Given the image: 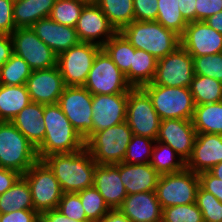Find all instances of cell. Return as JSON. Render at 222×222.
<instances>
[{
	"mask_svg": "<svg viewBox=\"0 0 222 222\" xmlns=\"http://www.w3.org/2000/svg\"><path fill=\"white\" fill-rule=\"evenodd\" d=\"M83 2H85L86 4H89V3H97L99 0H81Z\"/></svg>",
	"mask_w": 222,
	"mask_h": 222,
	"instance_id": "6f0895ef",
	"label": "cell"
},
{
	"mask_svg": "<svg viewBox=\"0 0 222 222\" xmlns=\"http://www.w3.org/2000/svg\"><path fill=\"white\" fill-rule=\"evenodd\" d=\"M101 222H130L129 219L119 210H110Z\"/></svg>",
	"mask_w": 222,
	"mask_h": 222,
	"instance_id": "db71d44e",
	"label": "cell"
},
{
	"mask_svg": "<svg viewBox=\"0 0 222 222\" xmlns=\"http://www.w3.org/2000/svg\"><path fill=\"white\" fill-rule=\"evenodd\" d=\"M13 0H0V34L11 35L16 29L13 19Z\"/></svg>",
	"mask_w": 222,
	"mask_h": 222,
	"instance_id": "f6af8a7d",
	"label": "cell"
},
{
	"mask_svg": "<svg viewBox=\"0 0 222 222\" xmlns=\"http://www.w3.org/2000/svg\"><path fill=\"white\" fill-rule=\"evenodd\" d=\"M198 177L199 186L222 202V180L211 175L208 171L199 173Z\"/></svg>",
	"mask_w": 222,
	"mask_h": 222,
	"instance_id": "7dc6e473",
	"label": "cell"
},
{
	"mask_svg": "<svg viewBox=\"0 0 222 222\" xmlns=\"http://www.w3.org/2000/svg\"><path fill=\"white\" fill-rule=\"evenodd\" d=\"M22 176L29 184L35 211L41 215L57 209L63 192L54 173L42 160H38Z\"/></svg>",
	"mask_w": 222,
	"mask_h": 222,
	"instance_id": "ba28073f",
	"label": "cell"
},
{
	"mask_svg": "<svg viewBox=\"0 0 222 222\" xmlns=\"http://www.w3.org/2000/svg\"><path fill=\"white\" fill-rule=\"evenodd\" d=\"M75 29L81 42L100 47L118 32L96 3L84 5Z\"/></svg>",
	"mask_w": 222,
	"mask_h": 222,
	"instance_id": "9a60e30c",
	"label": "cell"
},
{
	"mask_svg": "<svg viewBox=\"0 0 222 222\" xmlns=\"http://www.w3.org/2000/svg\"><path fill=\"white\" fill-rule=\"evenodd\" d=\"M57 104L86 142L93 135L92 94L84 86H66Z\"/></svg>",
	"mask_w": 222,
	"mask_h": 222,
	"instance_id": "9c48e42d",
	"label": "cell"
},
{
	"mask_svg": "<svg viewBox=\"0 0 222 222\" xmlns=\"http://www.w3.org/2000/svg\"><path fill=\"white\" fill-rule=\"evenodd\" d=\"M93 186L104 198L111 210L119 209L127 192L120 178V163L97 164L94 171Z\"/></svg>",
	"mask_w": 222,
	"mask_h": 222,
	"instance_id": "44dd1931",
	"label": "cell"
},
{
	"mask_svg": "<svg viewBox=\"0 0 222 222\" xmlns=\"http://www.w3.org/2000/svg\"><path fill=\"white\" fill-rule=\"evenodd\" d=\"M102 49L123 74H126L130 70L135 48L121 32H117L112 36L102 46Z\"/></svg>",
	"mask_w": 222,
	"mask_h": 222,
	"instance_id": "d6a6232c",
	"label": "cell"
},
{
	"mask_svg": "<svg viewBox=\"0 0 222 222\" xmlns=\"http://www.w3.org/2000/svg\"><path fill=\"white\" fill-rule=\"evenodd\" d=\"M179 10L187 23L196 21V0H178Z\"/></svg>",
	"mask_w": 222,
	"mask_h": 222,
	"instance_id": "f907efd6",
	"label": "cell"
},
{
	"mask_svg": "<svg viewBox=\"0 0 222 222\" xmlns=\"http://www.w3.org/2000/svg\"><path fill=\"white\" fill-rule=\"evenodd\" d=\"M102 47L80 42L57 56V66L66 86H84L97 53Z\"/></svg>",
	"mask_w": 222,
	"mask_h": 222,
	"instance_id": "7c38bea8",
	"label": "cell"
},
{
	"mask_svg": "<svg viewBox=\"0 0 222 222\" xmlns=\"http://www.w3.org/2000/svg\"><path fill=\"white\" fill-rule=\"evenodd\" d=\"M222 162V135L197 133L193 152L186 162V168L194 173L209 171Z\"/></svg>",
	"mask_w": 222,
	"mask_h": 222,
	"instance_id": "ffe728a7",
	"label": "cell"
},
{
	"mask_svg": "<svg viewBox=\"0 0 222 222\" xmlns=\"http://www.w3.org/2000/svg\"><path fill=\"white\" fill-rule=\"evenodd\" d=\"M13 53L23 58L32 70L57 66V55L31 29L16 28L10 35Z\"/></svg>",
	"mask_w": 222,
	"mask_h": 222,
	"instance_id": "4fadbf2b",
	"label": "cell"
},
{
	"mask_svg": "<svg viewBox=\"0 0 222 222\" xmlns=\"http://www.w3.org/2000/svg\"><path fill=\"white\" fill-rule=\"evenodd\" d=\"M126 122L133 135L156 140L161 118L155 111L148 94L140 88L128 92Z\"/></svg>",
	"mask_w": 222,
	"mask_h": 222,
	"instance_id": "8fae6325",
	"label": "cell"
},
{
	"mask_svg": "<svg viewBox=\"0 0 222 222\" xmlns=\"http://www.w3.org/2000/svg\"><path fill=\"white\" fill-rule=\"evenodd\" d=\"M205 22L214 30L222 34V11L212 15Z\"/></svg>",
	"mask_w": 222,
	"mask_h": 222,
	"instance_id": "11a10c76",
	"label": "cell"
},
{
	"mask_svg": "<svg viewBox=\"0 0 222 222\" xmlns=\"http://www.w3.org/2000/svg\"><path fill=\"white\" fill-rule=\"evenodd\" d=\"M21 176L17 171L0 167V195L11 188Z\"/></svg>",
	"mask_w": 222,
	"mask_h": 222,
	"instance_id": "681fc988",
	"label": "cell"
},
{
	"mask_svg": "<svg viewBox=\"0 0 222 222\" xmlns=\"http://www.w3.org/2000/svg\"><path fill=\"white\" fill-rule=\"evenodd\" d=\"M132 136V130L124 121L113 127L95 132L85 142V148L99 165L118 164L123 162Z\"/></svg>",
	"mask_w": 222,
	"mask_h": 222,
	"instance_id": "5b68a950",
	"label": "cell"
},
{
	"mask_svg": "<svg viewBox=\"0 0 222 222\" xmlns=\"http://www.w3.org/2000/svg\"><path fill=\"white\" fill-rule=\"evenodd\" d=\"M190 91L195 105L222 101V82L202 75H194Z\"/></svg>",
	"mask_w": 222,
	"mask_h": 222,
	"instance_id": "836d02e7",
	"label": "cell"
},
{
	"mask_svg": "<svg viewBox=\"0 0 222 222\" xmlns=\"http://www.w3.org/2000/svg\"><path fill=\"white\" fill-rule=\"evenodd\" d=\"M57 210L71 221L90 222L85 215L83 205L76 192L63 193Z\"/></svg>",
	"mask_w": 222,
	"mask_h": 222,
	"instance_id": "7bdbcfd3",
	"label": "cell"
},
{
	"mask_svg": "<svg viewBox=\"0 0 222 222\" xmlns=\"http://www.w3.org/2000/svg\"><path fill=\"white\" fill-rule=\"evenodd\" d=\"M85 4L81 0H56L49 17L56 23L75 27Z\"/></svg>",
	"mask_w": 222,
	"mask_h": 222,
	"instance_id": "74e56055",
	"label": "cell"
},
{
	"mask_svg": "<svg viewBox=\"0 0 222 222\" xmlns=\"http://www.w3.org/2000/svg\"><path fill=\"white\" fill-rule=\"evenodd\" d=\"M13 54V45L10 35L0 34V68Z\"/></svg>",
	"mask_w": 222,
	"mask_h": 222,
	"instance_id": "816d5d0a",
	"label": "cell"
},
{
	"mask_svg": "<svg viewBox=\"0 0 222 222\" xmlns=\"http://www.w3.org/2000/svg\"><path fill=\"white\" fill-rule=\"evenodd\" d=\"M160 174L147 164L120 163V178L127 195L155 191Z\"/></svg>",
	"mask_w": 222,
	"mask_h": 222,
	"instance_id": "cb8c5ba5",
	"label": "cell"
},
{
	"mask_svg": "<svg viewBox=\"0 0 222 222\" xmlns=\"http://www.w3.org/2000/svg\"><path fill=\"white\" fill-rule=\"evenodd\" d=\"M26 85L0 84V121H10L29 103Z\"/></svg>",
	"mask_w": 222,
	"mask_h": 222,
	"instance_id": "4316f807",
	"label": "cell"
},
{
	"mask_svg": "<svg viewBox=\"0 0 222 222\" xmlns=\"http://www.w3.org/2000/svg\"><path fill=\"white\" fill-rule=\"evenodd\" d=\"M180 43L192 57L222 53V34L205 21L188 23Z\"/></svg>",
	"mask_w": 222,
	"mask_h": 222,
	"instance_id": "2e32d148",
	"label": "cell"
},
{
	"mask_svg": "<svg viewBox=\"0 0 222 222\" xmlns=\"http://www.w3.org/2000/svg\"><path fill=\"white\" fill-rule=\"evenodd\" d=\"M128 93L92 95L93 134L126 121Z\"/></svg>",
	"mask_w": 222,
	"mask_h": 222,
	"instance_id": "d6986e66",
	"label": "cell"
},
{
	"mask_svg": "<svg viewBox=\"0 0 222 222\" xmlns=\"http://www.w3.org/2000/svg\"><path fill=\"white\" fill-rule=\"evenodd\" d=\"M44 105L30 102L12 120V124L37 149L45 137Z\"/></svg>",
	"mask_w": 222,
	"mask_h": 222,
	"instance_id": "d4e9b609",
	"label": "cell"
},
{
	"mask_svg": "<svg viewBox=\"0 0 222 222\" xmlns=\"http://www.w3.org/2000/svg\"><path fill=\"white\" fill-rule=\"evenodd\" d=\"M42 161L54 173L63 193L78 192L93 186L97 163L86 148L72 153L50 154Z\"/></svg>",
	"mask_w": 222,
	"mask_h": 222,
	"instance_id": "6da1fadb",
	"label": "cell"
},
{
	"mask_svg": "<svg viewBox=\"0 0 222 222\" xmlns=\"http://www.w3.org/2000/svg\"><path fill=\"white\" fill-rule=\"evenodd\" d=\"M84 87L92 95L128 93L132 89L125 74L103 49L97 53Z\"/></svg>",
	"mask_w": 222,
	"mask_h": 222,
	"instance_id": "30bf717a",
	"label": "cell"
},
{
	"mask_svg": "<svg viewBox=\"0 0 222 222\" xmlns=\"http://www.w3.org/2000/svg\"><path fill=\"white\" fill-rule=\"evenodd\" d=\"M151 99L161 120H192L195 104L190 87H167L149 83L141 87Z\"/></svg>",
	"mask_w": 222,
	"mask_h": 222,
	"instance_id": "8992f818",
	"label": "cell"
},
{
	"mask_svg": "<svg viewBox=\"0 0 222 222\" xmlns=\"http://www.w3.org/2000/svg\"><path fill=\"white\" fill-rule=\"evenodd\" d=\"M211 175L222 180V162L216 164L208 171Z\"/></svg>",
	"mask_w": 222,
	"mask_h": 222,
	"instance_id": "9f6ffc18",
	"label": "cell"
},
{
	"mask_svg": "<svg viewBox=\"0 0 222 222\" xmlns=\"http://www.w3.org/2000/svg\"><path fill=\"white\" fill-rule=\"evenodd\" d=\"M31 29L57 56L81 42L75 27L56 23L50 17L38 20Z\"/></svg>",
	"mask_w": 222,
	"mask_h": 222,
	"instance_id": "7402d4cb",
	"label": "cell"
},
{
	"mask_svg": "<svg viewBox=\"0 0 222 222\" xmlns=\"http://www.w3.org/2000/svg\"><path fill=\"white\" fill-rule=\"evenodd\" d=\"M119 210L130 222H162L163 209L155 191L127 195Z\"/></svg>",
	"mask_w": 222,
	"mask_h": 222,
	"instance_id": "603a6c76",
	"label": "cell"
},
{
	"mask_svg": "<svg viewBox=\"0 0 222 222\" xmlns=\"http://www.w3.org/2000/svg\"><path fill=\"white\" fill-rule=\"evenodd\" d=\"M41 215L34 209L17 210L0 214V222H38Z\"/></svg>",
	"mask_w": 222,
	"mask_h": 222,
	"instance_id": "c3c4849f",
	"label": "cell"
},
{
	"mask_svg": "<svg viewBox=\"0 0 222 222\" xmlns=\"http://www.w3.org/2000/svg\"><path fill=\"white\" fill-rule=\"evenodd\" d=\"M76 193L79 195L85 215L90 222H101L111 210L94 186Z\"/></svg>",
	"mask_w": 222,
	"mask_h": 222,
	"instance_id": "8d00e7d4",
	"label": "cell"
},
{
	"mask_svg": "<svg viewBox=\"0 0 222 222\" xmlns=\"http://www.w3.org/2000/svg\"><path fill=\"white\" fill-rule=\"evenodd\" d=\"M162 222H204L196 203L166 207L162 212Z\"/></svg>",
	"mask_w": 222,
	"mask_h": 222,
	"instance_id": "60d3db41",
	"label": "cell"
},
{
	"mask_svg": "<svg viewBox=\"0 0 222 222\" xmlns=\"http://www.w3.org/2000/svg\"><path fill=\"white\" fill-rule=\"evenodd\" d=\"M36 148L10 121H0V167L25 174L38 161Z\"/></svg>",
	"mask_w": 222,
	"mask_h": 222,
	"instance_id": "277c9868",
	"label": "cell"
},
{
	"mask_svg": "<svg viewBox=\"0 0 222 222\" xmlns=\"http://www.w3.org/2000/svg\"><path fill=\"white\" fill-rule=\"evenodd\" d=\"M178 3V0H158L156 21L181 37L188 23L181 15Z\"/></svg>",
	"mask_w": 222,
	"mask_h": 222,
	"instance_id": "e575fe53",
	"label": "cell"
},
{
	"mask_svg": "<svg viewBox=\"0 0 222 222\" xmlns=\"http://www.w3.org/2000/svg\"><path fill=\"white\" fill-rule=\"evenodd\" d=\"M32 71L23 58L13 54L0 68V84L15 86L26 85V81Z\"/></svg>",
	"mask_w": 222,
	"mask_h": 222,
	"instance_id": "d590c367",
	"label": "cell"
},
{
	"mask_svg": "<svg viewBox=\"0 0 222 222\" xmlns=\"http://www.w3.org/2000/svg\"><path fill=\"white\" fill-rule=\"evenodd\" d=\"M197 133L192 120L164 119L156 141L170 146L185 162L191 157Z\"/></svg>",
	"mask_w": 222,
	"mask_h": 222,
	"instance_id": "e0dca14e",
	"label": "cell"
},
{
	"mask_svg": "<svg viewBox=\"0 0 222 222\" xmlns=\"http://www.w3.org/2000/svg\"><path fill=\"white\" fill-rule=\"evenodd\" d=\"M154 56L141 49H135L130 70L125 74L126 80L132 88H140L152 83L157 67Z\"/></svg>",
	"mask_w": 222,
	"mask_h": 222,
	"instance_id": "83f0119b",
	"label": "cell"
},
{
	"mask_svg": "<svg viewBox=\"0 0 222 222\" xmlns=\"http://www.w3.org/2000/svg\"><path fill=\"white\" fill-rule=\"evenodd\" d=\"M45 137L36 149L39 160L55 153H72L85 148V140L56 104L44 105Z\"/></svg>",
	"mask_w": 222,
	"mask_h": 222,
	"instance_id": "7a4b0ae2",
	"label": "cell"
},
{
	"mask_svg": "<svg viewBox=\"0 0 222 222\" xmlns=\"http://www.w3.org/2000/svg\"><path fill=\"white\" fill-rule=\"evenodd\" d=\"M155 141L156 140L147 137L133 135L130 143L127 146V151L123 159V163H150Z\"/></svg>",
	"mask_w": 222,
	"mask_h": 222,
	"instance_id": "f35d334b",
	"label": "cell"
},
{
	"mask_svg": "<svg viewBox=\"0 0 222 222\" xmlns=\"http://www.w3.org/2000/svg\"><path fill=\"white\" fill-rule=\"evenodd\" d=\"M195 203L202 213L204 222H222V202L212 193L199 186Z\"/></svg>",
	"mask_w": 222,
	"mask_h": 222,
	"instance_id": "ab89813d",
	"label": "cell"
},
{
	"mask_svg": "<svg viewBox=\"0 0 222 222\" xmlns=\"http://www.w3.org/2000/svg\"><path fill=\"white\" fill-rule=\"evenodd\" d=\"M198 188V174L185 167L179 172L160 175L155 193L164 209L195 203Z\"/></svg>",
	"mask_w": 222,
	"mask_h": 222,
	"instance_id": "52a82bcc",
	"label": "cell"
},
{
	"mask_svg": "<svg viewBox=\"0 0 222 222\" xmlns=\"http://www.w3.org/2000/svg\"><path fill=\"white\" fill-rule=\"evenodd\" d=\"M194 73L222 82V53L193 57Z\"/></svg>",
	"mask_w": 222,
	"mask_h": 222,
	"instance_id": "b9f144b4",
	"label": "cell"
},
{
	"mask_svg": "<svg viewBox=\"0 0 222 222\" xmlns=\"http://www.w3.org/2000/svg\"><path fill=\"white\" fill-rule=\"evenodd\" d=\"M41 220L43 222H80V221H74V220L71 221L69 218H67L57 209L43 212L41 214Z\"/></svg>",
	"mask_w": 222,
	"mask_h": 222,
	"instance_id": "f5cc1de1",
	"label": "cell"
},
{
	"mask_svg": "<svg viewBox=\"0 0 222 222\" xmlns=\"http://www.w3.org/2000/svg\"><path fill=\"white\" fill-rule=\"evenodd\" d=\"M56 0H16L13 19L16 28L31 27L35 22L50 16Z\"/></svg>",
	"mask_w": 222,
	"mask_h": 222,
	"instance_id": "484cf974",
	"label": "cell"
},
{
	"mask_svg": "<svg viewBox=\"0 0 222 222\" xmlns=\"http://www.w3.org/2000/svg\"><path fill=\"white\" fill-rule=\"evenodd\" d=\"M27 209H34L32 195L29 184L21 176L11 188L0 195V214Z\"/></svg>",
	"mask_w": 222,
	"mask_h": 222,
	"instance_id": "f546056e",
	"label": "cell"
},
{
	"mask_svg": "<svg viewBox=\"0 0 222 222\" xmlns=\"http://www.w3.org/2000/svg\"><path fill=\"white\" fill-rule=\"evenodd\" d=\"M196 21H205L222 11V0H196Z\"/></svg>",
	"mask_w": 222,
	"mask_h": 222,
	"instance_id": "bcb514c9",
	"label": "cell"
},
{
	"mask_svg": "<svg viewBox=\"0 0 222 222\" xmlns=\"http://www.w3.org/2000/svg\"><path fill=\"white\" fill-rule=\"evenodd\" d=\"M150 165L160 174L182 171L186 162L167 144L155 141Z\"/></svg>",
	"mask_w": 222,
	"mask_h": 222,
	"instance_id": "4dcf8cb0",
	"label": "cell"
},
{
	"mask_svg": "<svg viewBox=\"0 0 222 222\" xmlns=\"http://www.w3.org/2000/svg\"><path fill=\"white\" fill-rule=\"evenodd\" d=\"M158 0H133L136 21H156Z\"/></svg>",
	"mask_w": 222,
	"mask_h": 222,
	"instance_id": "ee69618b",
	"label": "cell"
},
{
	"mask_svg": "<svg viewBox=\"0 0 222 222\" xmlns=\"http://www.w3.org/2000/svg\"><path fill=\"white\" fill-rule=\"evenodd\" d=\"M194 75L193 57L180 45L173 53L158 59L152 83L167 87H190Z\"/></svg>",
	"mask_w": 222,
	"mask_h": 222,
	"instance_id": "5bb4252c",
	"label": "cell"
},
{
	"mask_svg": "<svg viewBox=\"0 0 222 222\" xmlns=\"http://www.w3.org/2000/svg\"><path fill=\"white\" fill-rule=\"evenodd\" d=\"M192 122L196 133L222 135V101L195 105Z\"/></svg>",
	"mask_w": 222,
	"mask_h": 222,
	"instance_id": "f1b7e54d",
	"label": "cell"
},
{
	"mask_svg": "<svg viewBox=\"0 0 222 222\" xmlns=\"http://www.w3.org/2000/svg\"><path fill=\"white\" fill-rule=\"evenodd\" d=\"M135 49L156 59L173 53L180 45V36L157 21H132L120 31Z\"/></svg>",
	"mask_w": 222,
	"mask_h": 222,
	"instance_id": "3957f363",
	"label": "cell"
},
{
	"mask_svg": "<svg viewBox=\"0 0 222 222\" xmlns=\"http://www.w3.org/2000/svg\"><path fill=\"white\" fill-rule=\"evenodd\" d=\"M96 4L118 32L135 20L133 0H99Z\"/></svg>",
	"mask_w": 222,
	"mask_h": 222,
	"instance_id": "1f68e13d",
	"label": "cell"
},
{
	"mask_svg": "<svg viewBox=\"0 0 222 222\" xmlns=\"http://www.w3.org/2000/svg\"><path fill=\"white\" fill-rule=\"evenodd\" d=\"M26 87L32 102L49 105L58 103L66 85L58 66H54L33 70L26 81Z\"/></svg>",
	"mask_w": 222,
	"mask_h": 222,
	"instance_id": "ac0fdd59",
	"label": "cell"
}]
</instances>
